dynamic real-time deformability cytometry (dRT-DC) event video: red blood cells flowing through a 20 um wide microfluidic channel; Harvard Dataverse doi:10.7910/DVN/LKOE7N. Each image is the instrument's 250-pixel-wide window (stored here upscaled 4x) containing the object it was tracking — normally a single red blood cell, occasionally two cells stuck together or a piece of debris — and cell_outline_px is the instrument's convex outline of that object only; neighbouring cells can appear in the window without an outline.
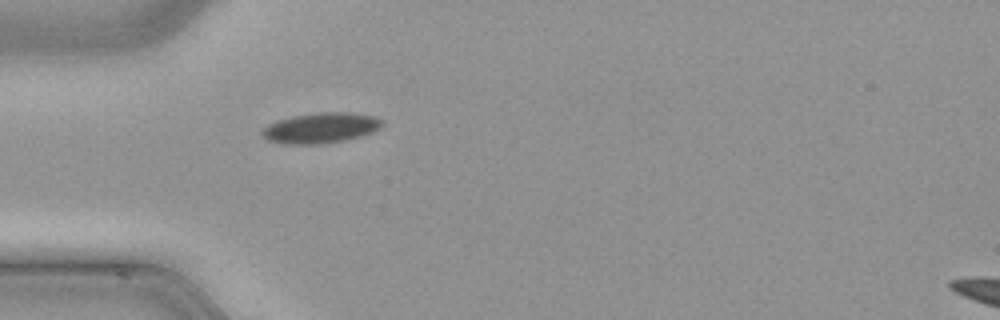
{"species": "common noctule bat (a hibernating species)", "species_latin": "Nyctalus noctula", "temperature_condition": "cold", "stored_images_in_passage": 20, "camera_frame_rate_fps": 3000, "um_per_image_px": 0.085, "animal": {"sex": "male", "body_mass_g": 21.5, "forearm_length_mm": 52.0}, "frame": {"image": 1, "passage_image": 1, "time_ms": 0.0, "image_size_px": [1000, 320], "cell_outline_px": [[384, 124], [380, 128], [372, 132], [360, 136], [320, 144], [284, 144], [268, 140], [260, 132], [260, 128], [276, 120], [292, 116], [316, 112], [352, 112], [372, 116], [384, 120]], "centroid_in_image_um": [27.23, 10.86], "position_along_channel_um": 57.8, "area_um2": 21.39}}
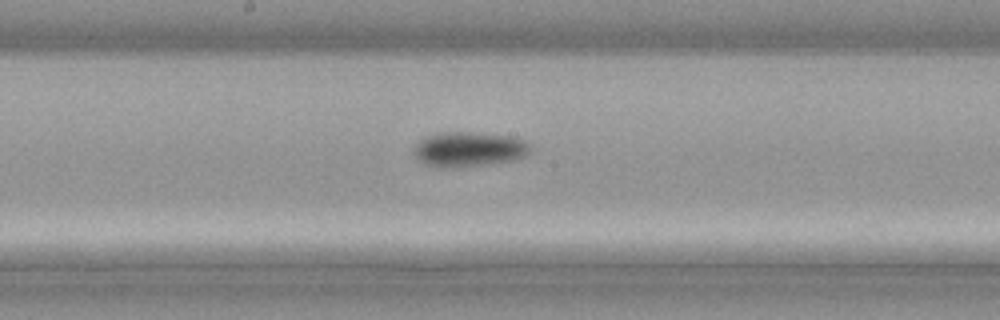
{"frame": {"image": 2, "passage_image": 12, "time_ms": 3.667, "image_size_px": [1000, 320], "cell_outline_px": [[532, 152], [524, 156], [512, 160], [480, 164], [440, 168], [428, 164], [420, 160], [412, 152], [412, 148], [424, 136], [436, 132], [472, 132], [512, 136], [524, 140], [532, 148]], "centroid_in_image_um": [39.84, 12.65], "position_along_channel_um": 208.4, "area_um2": 23.52}}
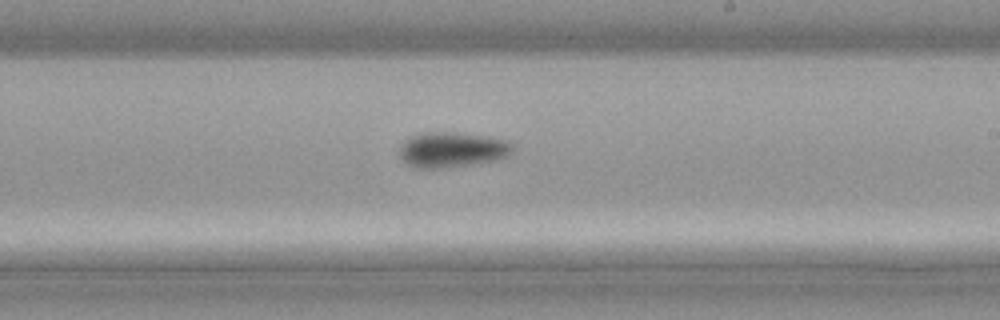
{"frame": {"image": 3, "passage_image": 15, "time_ms": 4.667, "image_size_px": [1000, 320], "cell_outline_px": [[512, 152], [500, 160], [476, 164], [448, 168], [412, 168], [404, 164], [400, 160], [400, 144], [404, 140], [420, 132], [452, 132], [488, 136], [508, 140], [512, 144]], "centroid_in_image_um": [38.39, 12.74], "position_along_channel_um": 250.6, "area_um2": 23.93}}